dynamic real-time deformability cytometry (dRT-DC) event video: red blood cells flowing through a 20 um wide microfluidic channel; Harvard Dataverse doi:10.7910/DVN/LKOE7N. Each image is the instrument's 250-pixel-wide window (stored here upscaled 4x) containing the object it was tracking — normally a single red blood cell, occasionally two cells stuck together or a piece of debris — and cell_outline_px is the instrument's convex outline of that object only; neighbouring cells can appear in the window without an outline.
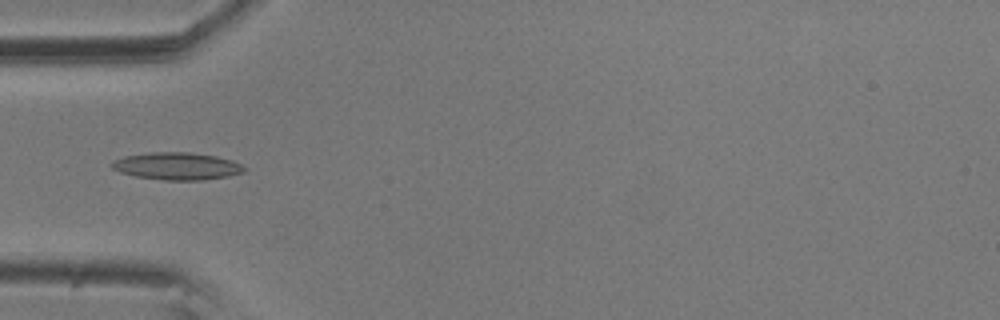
{"species": "common noctule bat (a hibernating species)", "species_latin": "Nyctalus noctula", "temperature_condition": "room temperature", "stored_images_in_passage": 7, "camera_frame_rate_fps": 3000, "um_per_image_px": 0.085, "animal": {"sex": "male", "body_mass_g": 20.5, "forearm_length_mm": 52.5}, "frame": {"image": 1, "passage_image": 6, "time_ms": 1.667, "image_size_px": [1000, 320], "cell_outline_px": [[248, 168], [244, 172], [228, 176], [204, 180], [164, 180], [136, 176], [120, 172], [112, 168], [108, 164], [112, 160], [124, 156], [152, 152], [188, 152], [216, 156], [232, 160]], "centroid_in_image_um": [15.03, 14.12], "position_along_channel_um": 70.0, "area_um2": 21.21}}
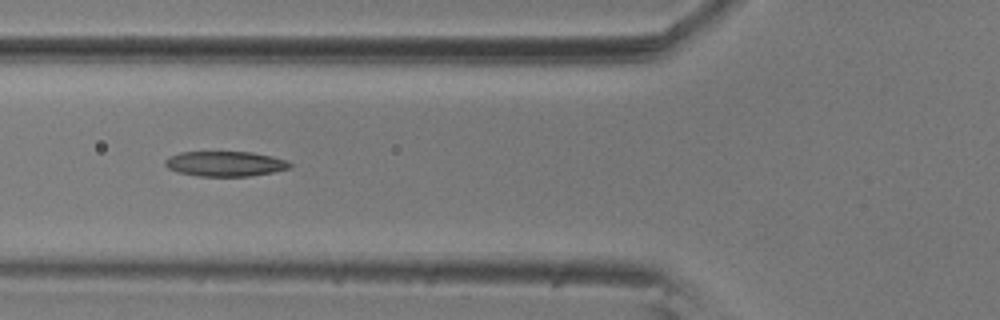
{"frame": {"image": 2, "passage_image": 7, "time_ms": 2.0, "image_size_px": [1000, 320], "cell_outline_px": [[292, 168], [272, 172], [248, 176], [200, 176], [176, 172], [168, 168], [164, 164], [164, 160], [168, 156], [180, 152], [252, 152], [272, 156], [288, 160], [292, 164]], "centroid_in_image_um": [19.14, 13.91], "position_along_channel_um": 106.7, "area_um2": 18.38}}